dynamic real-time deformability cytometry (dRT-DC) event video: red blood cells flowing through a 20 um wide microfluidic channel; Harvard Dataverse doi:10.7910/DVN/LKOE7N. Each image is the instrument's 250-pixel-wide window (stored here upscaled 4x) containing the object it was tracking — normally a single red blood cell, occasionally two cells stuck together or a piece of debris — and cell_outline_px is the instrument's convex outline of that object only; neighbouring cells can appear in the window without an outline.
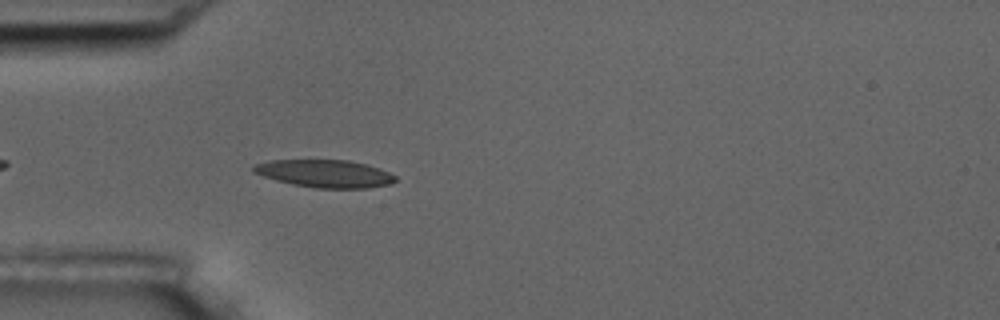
{"species": "common noctule bat (a hibernating species)", "species_latin": "Nyctalus noctula", "temperature_condition": "room temperature", "stored_images_in_passage": 27, "camera_frame_rate_fps": 3000, "um_per_image_px": 0.085, "animal": {"sex": "male", "body_mass_g": 17.5, "forearm_length_mm": 52.3}, "frame": {"image": 1, "passage_image": 5, "time_ms": 1.333, "image_size_px": [1000, 320], "cell_outline_px": [[396, 180], [392, 184], [368, 188], [316, 188], [292, 184], [276, 180], [252, 172], [252, 168], [256, 164], [268, 160], [348, 160], [380, 168], [396, 176]], "centroid_in_image_um": [27.62, 14.76], "position_along_channel_um": 57.4, "area_um2": 22.83}}
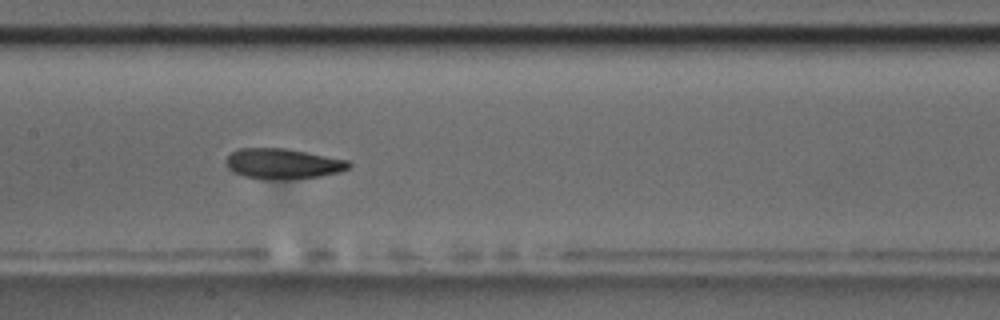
{"frame": {"image": 2, "passage_image": 16, "time_ms": 5.0, "image_size_px": [1000, 320], "cell_outline_px": [[352, 164], [348, 168], [340, 172], [320, 176], [264, 180], [244, 176], [232, 172], [228, 168], [228, 156], [232, 152], [240, 148], [288, 148], [348, 160]], "centroid_in_image_um": [24.06, 13.91], "position_along_channel_um": 183.3, "area_um2": 21.62}}
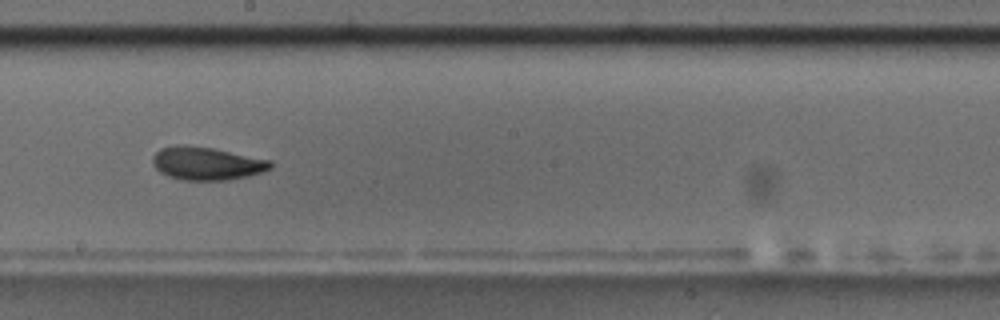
{"frame": {"image": 3, "passage_image": 20, "time_ms": 6.333, "image_size_px": [1000, 320], "cell_outline_px": [[272, 168], [264, 172], [248, 176], [228, 180], [180, 180], [168, 176], [160, 172], [156, 168], [152, 160], [152, 156], [160, 148], [176, 144], [184, 144], [212, 148], [272, 160]], "centroid_in_image_um": [17.57, 13.89], "position_along_channel_um": 230.6, "area_um2": 22.95}}